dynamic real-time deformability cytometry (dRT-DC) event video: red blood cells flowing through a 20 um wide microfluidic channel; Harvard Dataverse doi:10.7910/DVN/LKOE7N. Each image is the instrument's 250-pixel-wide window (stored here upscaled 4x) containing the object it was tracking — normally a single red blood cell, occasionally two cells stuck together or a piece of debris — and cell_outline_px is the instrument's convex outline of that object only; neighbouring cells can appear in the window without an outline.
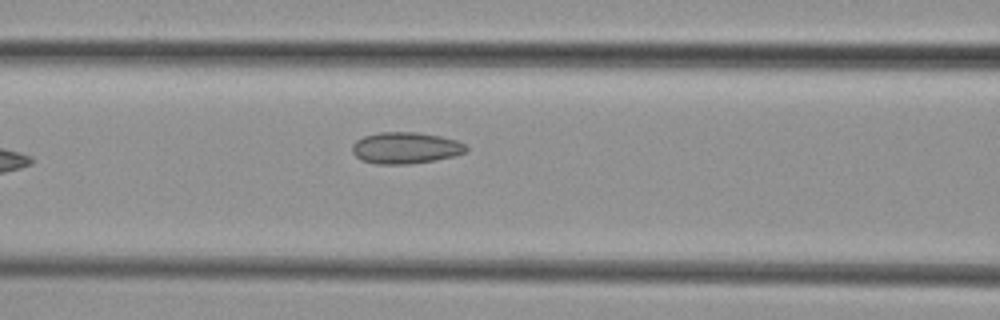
{"species": "common noctule bat (a hibernating species)", "species_latin": "Nyctalus noctula", "temperature_condition": "cold", "stored_images_in_passage": 7, "camera_frame_rate_fps": 3000, "um_per_image_px": 0.085, "animal": {"sex": "female", "body_mass_g": 29.2, "forearm_length_mm": 56.3}, "frame": {"image": 1, "passage_image": 7, "time_ms": 8.333, "image_size_px": [1000, 320], "cell_outline_px": [[468, 148], [464, 152], [456, 156], [408, 164], [376, 164], [360, 160], [352, 152], [352, 144], [356, 140], [364, 136], [380, 132], [416, 132], [440, 136], [456, 140], [464, 144]], "centroid_in_image_um": [34.44, 12.57], "position_along_channel_um": 132.2, "area_um2": 20.87}}